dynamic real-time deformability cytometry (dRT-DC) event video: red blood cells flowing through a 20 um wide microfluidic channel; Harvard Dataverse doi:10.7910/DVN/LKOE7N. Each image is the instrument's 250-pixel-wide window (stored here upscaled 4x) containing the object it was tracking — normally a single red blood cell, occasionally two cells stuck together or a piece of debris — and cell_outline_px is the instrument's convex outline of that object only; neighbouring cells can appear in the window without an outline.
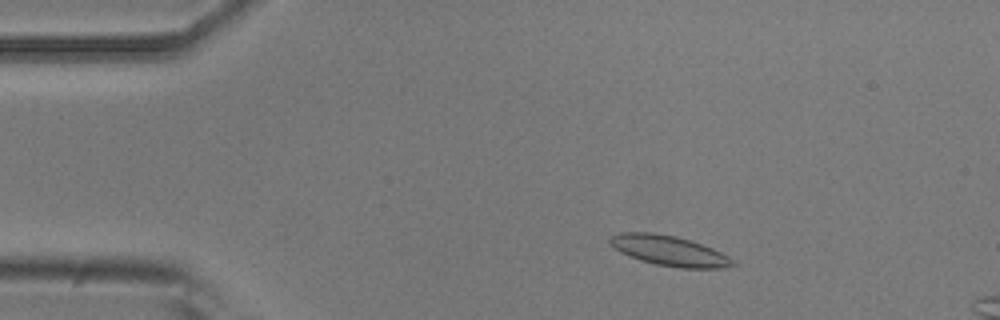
{"species": "common noctule bat (a hibernating species)", "species_latin": "Nyctalus noctula", "temperature_condition": "room temperature", "stored_images_in_passage": 14, "camera_frame_rate_fps": 3000, "um_per_image_px": 0.085, "animal": {"sex": "male", "body_mass_g": 20.5, "forearm_length_mm": 52.5}, "frame": {"image": 1, "passage_image": 7, "time_ms": 2.0, "image_size_px": [1000, 320], "cell_outline_px": [[740, 264], [728, 268], [680, 268], [656, 264], [640, 260], [620, 252], [608, 240], [612, 236], [620, 232], [652, 232], [676, 236], [712, 248], [728, 256]], "centroid_in_image_um": [56.93, 21.32], "position_along_channel_um": 28.1, "area_um2": 21.5}}